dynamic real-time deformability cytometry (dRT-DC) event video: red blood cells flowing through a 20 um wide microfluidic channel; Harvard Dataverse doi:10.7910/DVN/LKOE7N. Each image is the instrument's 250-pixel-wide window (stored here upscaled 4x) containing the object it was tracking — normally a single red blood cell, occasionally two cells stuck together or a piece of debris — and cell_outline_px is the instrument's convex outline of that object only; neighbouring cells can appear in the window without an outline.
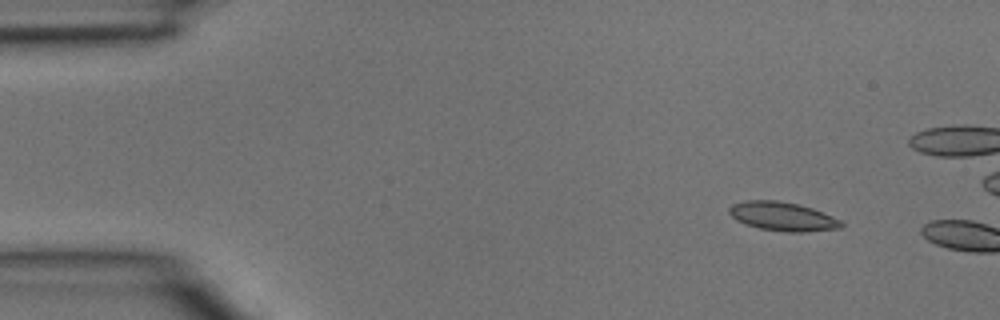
{"species": "common noctule bat (a hibernating species)", "species_latin": "Nyctalus noctula", "temperature_condition": "room temperature", "stored_images_in_passage": 2, "camera_frame_rate_fps": 3000, "um_per_image_px": 0.085, "animal": {"sex": "male", "body_mass_g": 15.6}, "frame": {"image": 1, "passage_image": 1, "time_ms": 0.0, "image_size_px": [1000, 320], "cell_outline_px": [[844, 224], [840, 228], [804, 232], [784, 232], [760, 228], [744, 224], [736, 220], [728, 212], [728, 208], [732, 204], [748, 200], [776, 200], [796, 204], [812, 208], [832, 216], [840, 220]], "centroid_in_image_um": [66.5, 18.4], "position_along_channel_um": 18.5, "area_um2": 18.79}}